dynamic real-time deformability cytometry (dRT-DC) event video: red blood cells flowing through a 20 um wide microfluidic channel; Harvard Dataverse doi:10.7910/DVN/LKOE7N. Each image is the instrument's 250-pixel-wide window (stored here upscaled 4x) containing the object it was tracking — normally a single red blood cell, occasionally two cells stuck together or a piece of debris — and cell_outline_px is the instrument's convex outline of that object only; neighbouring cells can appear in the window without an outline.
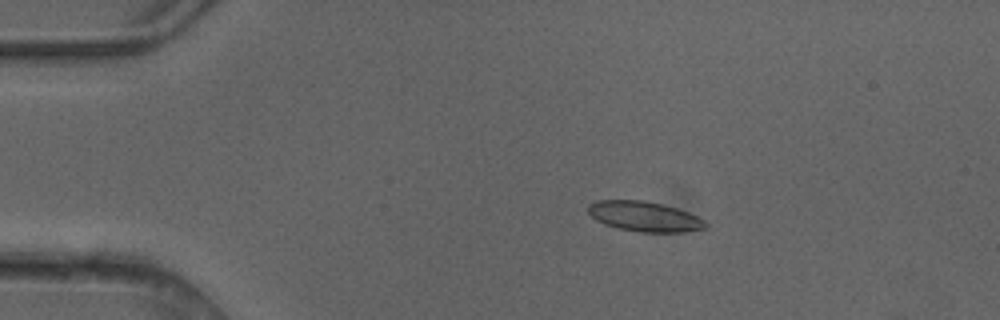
{"species": "common noctule bat (a hibernating species)", "species_latin": "Nyctalus noctula", "temperature_condition": "cold", "stored_images_in_passage": 3, "camera_frame_rate_fps": 3000, "um_per_image_px": 0.085, "animal": {"sex": "female"}, "frame": {"image": 1, "passage_image": 1, "time_ms": 0.0, "image_size_px": [1000, 320], "cell_outline_px": [[708, 228], [684, 232], [640, 232], [620, 228], [604, 224], [596, 220], [588, 212], [588, 204], [596, 200], [644, 200], [664, 204], [688, 212], [704, 220], [708, 224]], "centroid_in_image_um": [54.79, 18.39], "position_along_channel_um": 30.2, "area_um2": 20.63}}
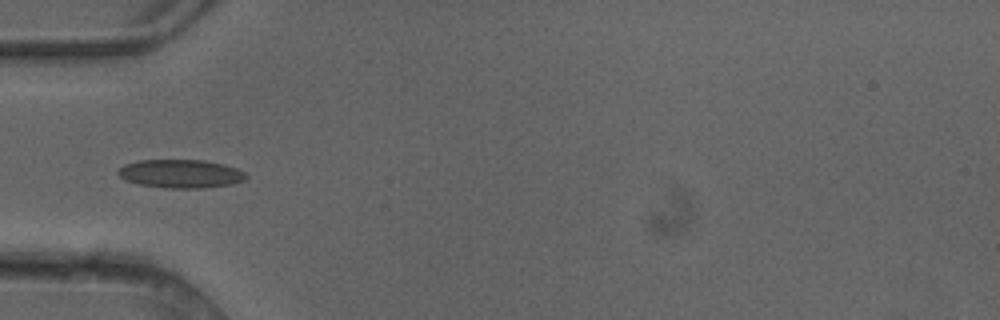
{"frame": {"image": 2, "passage_image": 3, "time_ms": 0.667, "image_size_px": [1000, 320], "cell_outline_px": [[248, 176], [244, 180], [232, 184], [204, 188], [164, 188], [136, 184], [124, 180], [116, 172], [124, 164], [136, 160], [204, 160], [224, 164], [236, 168], [244, 172]], "centroid_in_image_um": [15.33, 14.77], "position_along_channel_um": 69.7, "area_um2": 21.44}}